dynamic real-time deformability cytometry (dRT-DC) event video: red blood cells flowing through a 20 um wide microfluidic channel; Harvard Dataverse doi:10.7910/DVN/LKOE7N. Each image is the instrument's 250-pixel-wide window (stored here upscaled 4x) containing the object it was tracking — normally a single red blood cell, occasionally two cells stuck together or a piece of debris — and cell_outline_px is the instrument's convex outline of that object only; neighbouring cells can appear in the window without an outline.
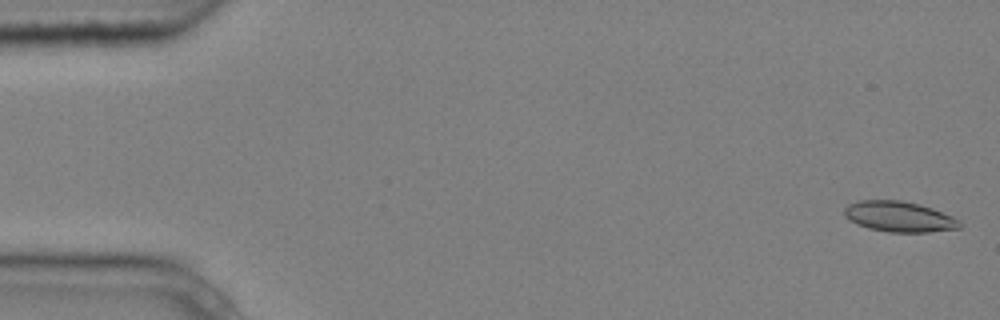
{"species": "common noctule bat (a hibernating species)", "species_latin": "Nyctalus noctula", "temperature_condition": "cold", "stored_images_in_passage": 6, "camera_frame_rate_fps": 3000, "um_per_image_px": 0.085, "animal": {"sex": "male", "body_mass_g": 20.4}, "frame": {"image": 1, "passage_image": 1, "time_ms": 0.0, "image_size_px": [1000, 320], "cell_outline_px": [[960, 228], [928, 232], [888, 232], [868, 228], [856, 224], [844, 216], [844, 208], [848, 204], [860, 200], [900, 200], [920, 204], [932, 208], [952, 216], [960, 220]], "centroid_in_image_um": [76.41, 18.41], "position_along_channel_um": 8.6, "area_um2": 20.58}}